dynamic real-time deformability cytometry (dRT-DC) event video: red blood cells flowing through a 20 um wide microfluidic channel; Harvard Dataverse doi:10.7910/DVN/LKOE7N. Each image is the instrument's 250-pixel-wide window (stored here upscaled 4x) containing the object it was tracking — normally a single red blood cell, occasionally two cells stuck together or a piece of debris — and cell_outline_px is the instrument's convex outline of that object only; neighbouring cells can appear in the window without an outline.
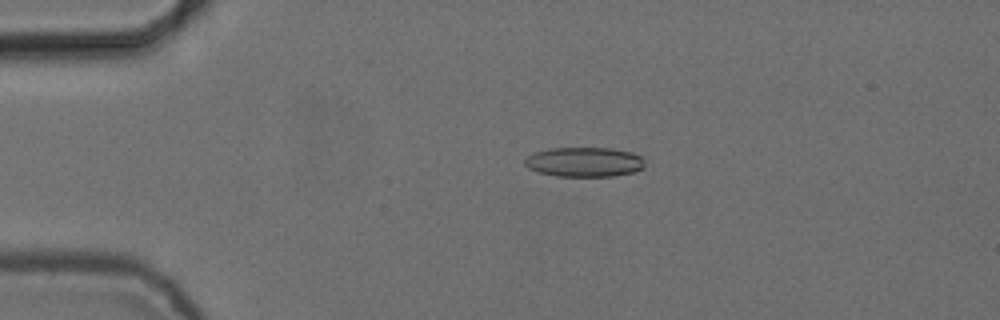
{"species": "common noctule bat (a hibernating species)", "species_latin": "Nyctalus noctula", "temperature_condition": "cold", "stored_images_in_passage": 2, "camera_frame_rate_fps": 3000, "um_per_image_px": 0.085, "animal": {"sex": "female", "body_mass_g": 24.6, "forearm_length_mm": 56.2}, "frame": {"image": 1, "passage_image": 1, "time_ms": 0.0, "image_size_px": [1000, 320], "cell_outline_px": [[644, 168], [632, 172], [612, 176], [556, 176], [540, 172], [528, 168], [524, 164], [524, 160], [528, 156], [536, 152], [548, 148], [612, 148], [632, 152], [640, 156], [644, 160]], "centroid_in_image_um": [49.67, 13.76], "position_along_channel_um": 35.3, "area_um2": 20.69}}